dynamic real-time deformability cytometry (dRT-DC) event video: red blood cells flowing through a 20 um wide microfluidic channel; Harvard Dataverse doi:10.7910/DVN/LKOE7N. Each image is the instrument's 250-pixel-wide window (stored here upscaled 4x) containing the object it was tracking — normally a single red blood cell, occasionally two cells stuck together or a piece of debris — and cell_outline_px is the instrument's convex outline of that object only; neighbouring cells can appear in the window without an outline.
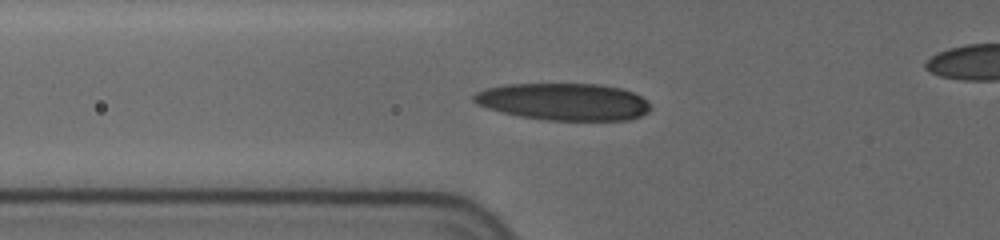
{"species": "human", "species_latin": "Homo sapiens", "temperature_condition": "cold", "stored_images_in_passage": 29, "camera_frame_rate_fps": 3000, "um_per_image_px": 0.085, "donor": {"sex": "female"}, "frame": {"image": 1, "passage_image": 8, "time_ms": 4.0, "image_size_px": [1000, 240], "cell_outline_px": [[652, 108], [648, 112], [640, 116], [628, 120], [548, 120], [520, 116], [488, 108], [476, 104], [472, 100], [472, 96], [476, 92], [488, 88], [508, 84], [600, 84], [620, 88], [632, 92], [640, 96]], "centroid_in_image_um": [47.92, 8.64], "position_along_channel_um": 77.9, "area_um2": 37.97}}
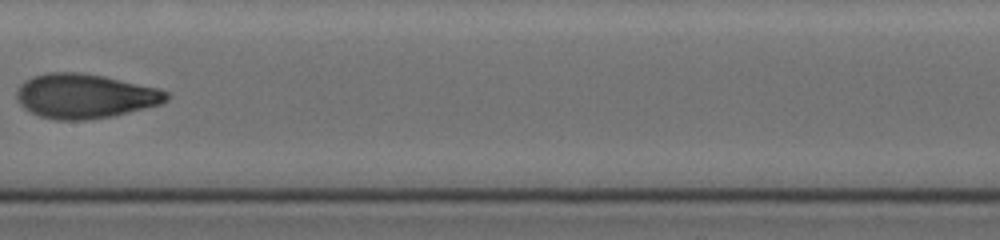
{"frame": {"image": 2, "passage_image": 16, "time_ms": 7.333, "image_size_px": [1000, 240], "cell_outline_px": [[168, 100], [160, 104], [112, 116], [84, 120], [56, 120], [40, 116], [24, 108], [20, 104], [16, 96], [16, 92], [20, 84], [24, 80], [32, 76], [48, 72], [80, 72], [104, 76], [160, 88], [168, 92]], "centroid_in_image_um": [7.21, 8.15], "position_along_channel_um": 200.2, "area_um2": 38.9}}
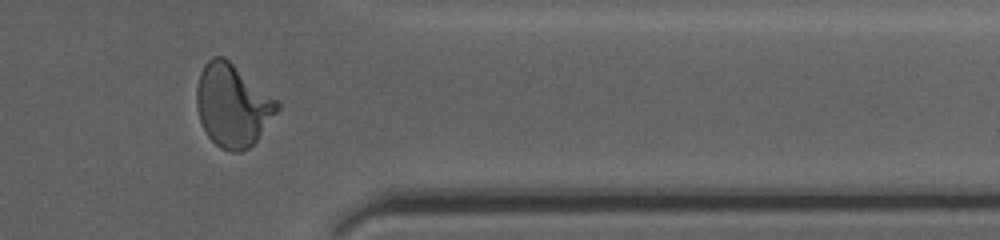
{"frame": {"image": 3, "passage_image": 27, "time_ms": 12.667, "image_size_px": [1000, 240], "cell_outline_px": [[280, 108], [256, 140], [248, 148], [240, 152], [232, 152], [220, 148], [208, 136], [200, 120], [196, 108], [196, 88], [200, 72], [204, 64], [212, 56], [224, 56], [280, 100]], "centroid_in_image_um": [19.78, 8.92], "position_along_channel_um": 391.6, "area_um2": 39.13}, "authors_computed_cell_mechanics": {"area_um2": 37.281, "velocity_mm_per_s": 3.7021, "shape_relaxation_time_tau1_ms": 3.8191, "shape_relaxation_time_tau2_ms": 0.9438, "deformation_change_tau1": 0.185, "deformation_change_tau2": 0.0638}}